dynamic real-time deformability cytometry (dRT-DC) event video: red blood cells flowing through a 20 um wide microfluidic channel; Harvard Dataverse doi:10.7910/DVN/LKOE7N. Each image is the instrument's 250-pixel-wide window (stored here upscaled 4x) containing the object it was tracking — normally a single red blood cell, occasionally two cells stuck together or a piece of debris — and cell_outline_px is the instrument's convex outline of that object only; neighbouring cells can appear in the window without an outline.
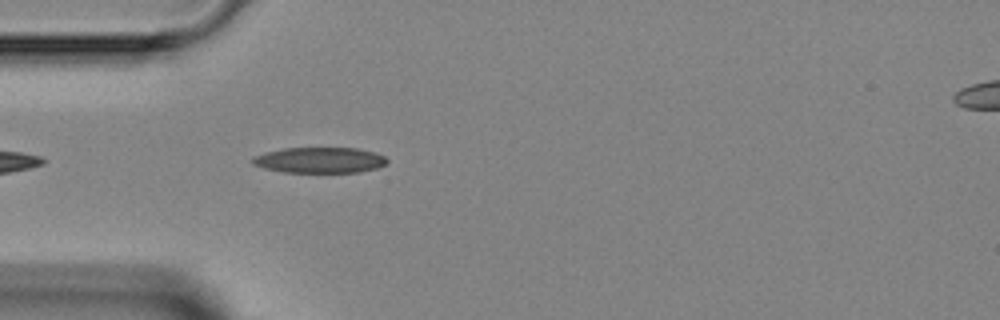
{"species": "Egyptian fruit bat (a non-hibernating species)", "species_latin": "Rousettus aegyptiacus", "temperature_condition": "room temperature", "stored_images_in_passage": 1, "camera_frame_rate_fps": 3000, "um_per_image_px": 0.085, "animal": {"sex": "female"}, "frame": {"image": 1, "passage_image": 1, "time_ms": 0.0, "image_size_px": [1000, 320], "cell_outline_px": [[388, 160], [384, 164], [376, 168], [360, 172], [284, 172], [264, 168], [252, 164], [252, 156], [264, 152], [284, 148], [356, 148], [376, 152], [384, 156]], "centroid_in_image_um": [27.15, 13.6], "position_along_channel_um": 57.9, "area_um2": 20.17}}